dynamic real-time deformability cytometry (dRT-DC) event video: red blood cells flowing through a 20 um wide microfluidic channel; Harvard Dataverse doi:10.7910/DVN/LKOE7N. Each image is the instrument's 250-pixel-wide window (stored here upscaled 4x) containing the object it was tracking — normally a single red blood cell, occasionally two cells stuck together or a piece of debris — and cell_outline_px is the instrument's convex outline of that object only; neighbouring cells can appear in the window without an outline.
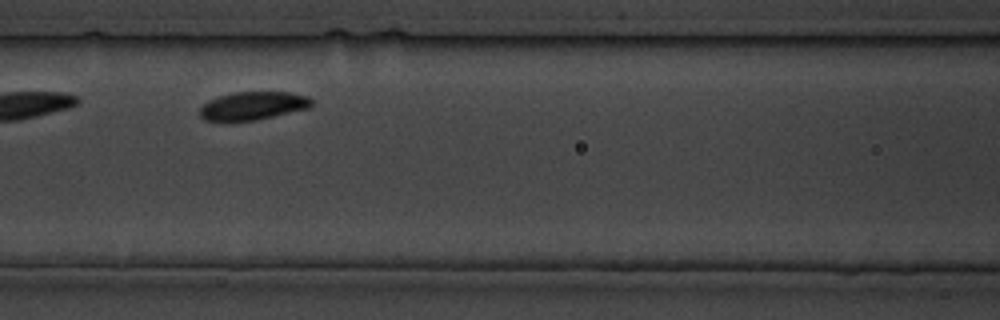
{"species": "common noctule bat (a hibernating species)", "species_latin": "Nyctalus noctula", "temperature_condition": "cold", "stored_images_in_passage": 10, "camera_frame_rate_fps": 3000, "um_per_image_px": 0.085, "animal": {"sex": "male", "body_mass_g": 19.5, "forearm_length_mm": 54.6}, "frame": {"image": 1, "passage_image": 7, "time_ms": 7.667, "image_size_px": [1000, 320], "cell_outline_px": [[312, 104], [308, 108], [256, 120], [204, 120], [200, 116], [200, 108], [208, 100], [232, 92], [288, 92], [308, 96], [312, 100]], "centroid_in_image_um": [21.5, 8.98], "position_along_channel_um": 145.1, "area_um2": 18.09}}